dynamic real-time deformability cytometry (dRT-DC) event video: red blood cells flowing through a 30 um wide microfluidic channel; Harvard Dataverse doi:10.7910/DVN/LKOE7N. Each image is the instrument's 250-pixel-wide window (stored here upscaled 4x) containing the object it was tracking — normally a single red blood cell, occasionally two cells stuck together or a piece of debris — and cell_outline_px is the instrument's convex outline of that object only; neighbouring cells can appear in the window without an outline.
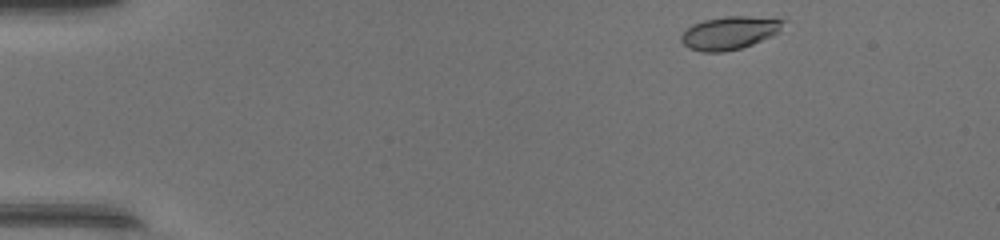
{"species": "common noctule bat (a hibernating species)", "species_latin": "Nyctalus noctula", "temperature_condition": "warm", "stored_images_in_passage": 43, "camera_frame_rate_fps": 3000, "um_per_image_px": 0.085, "animal": {"sex": "female", "body_mass_g": 17.0, "forearm_length_mm": 48.0}, "frame": {"image": 1, "passage_image": 1, "time_ms": 0.0, "image_size_px": [1000, 240], "cell_outline_px": [[788, 20], [780, 32], [772, 36], [752, 44], [740, 48], [724, 52], [704, 52], [688, 48], [680, 40], [680, 36], [692, 24], [704, 20], [724, 16], [748, 16]], "centroid_in_image_um": [62.04, 2.79], "position_along_channel_um": 23.0, "area_um2": 19.77}}
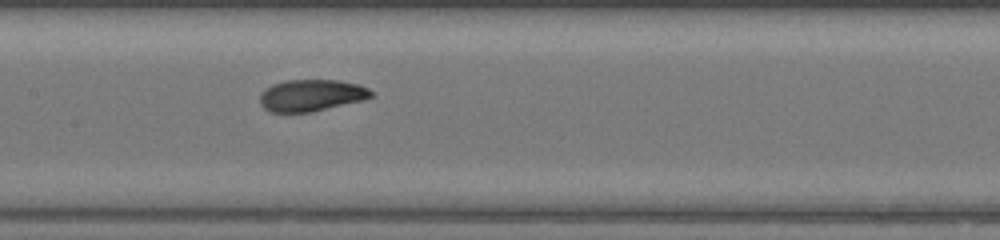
{"frame": {"image": 2, "passage_image": 19, "time_ms": 6.0, "image_size_px": [1000, 240], "cell_outline_px": [[376, 96], [364, 100], [312, 112], [272, 112], [264, 108], [260, 104], [260, 92], [264, 88], [272, 84], [284, 80], [340, 80], [360, 84], [368, 88]], "centroid_in_image_um": [26.48, 8.09], "position_along_channel_um": 180.9, "area_um2": 20.92}}
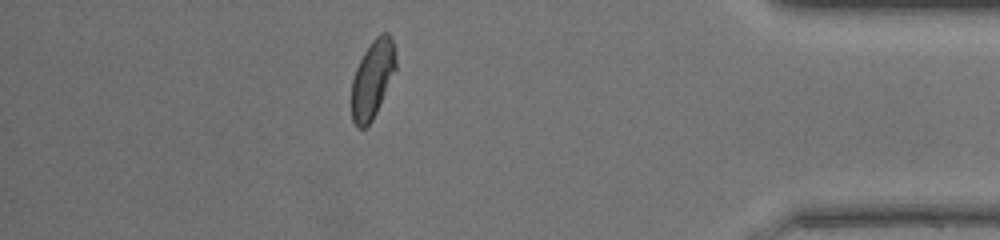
{"frame": {"image": 3, "passage_image": 37, "time_ms": 12.0, "image_size_px": [1000, 240], "cell_outline_px": [[396, 68], [380, 104], [372, 120], [364, 128], [356, 128], [352, 120], [352, 80], [356, 68], [364, 52], [372, 40], [380, 32], [388, 32], [392, 36], [396, 48]], "centroid_in_image_um": [31.68, 6.67], "position_along_channel_um": 403.5, "area_um2": 20.17}, "authors_computed_cell_mechanics": {"area_um2": 20.6346, "velocity_mm_per_s": 4.3539, "shape_relaxation_time_tau1_ms": 5.0928, "shape_relaxation_time_tau2_ms": 1.2662, "deformation_change_tau1": 0.1811, "deformation_change_tau2": 0.0574}}